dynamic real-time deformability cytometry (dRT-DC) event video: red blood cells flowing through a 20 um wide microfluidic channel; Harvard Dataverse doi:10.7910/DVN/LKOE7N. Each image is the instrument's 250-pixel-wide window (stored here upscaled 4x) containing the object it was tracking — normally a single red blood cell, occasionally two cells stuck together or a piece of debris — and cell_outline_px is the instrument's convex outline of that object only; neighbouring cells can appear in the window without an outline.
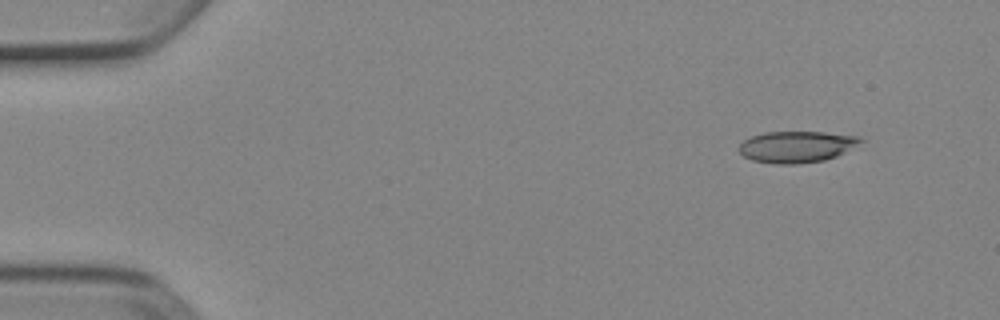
{"species": "Egyptian fruit bat (a non-hibernating species)", "species_latin": "Rousettus aegyptiacus", "temperature_condition": "cold", "stored_images_in_passage": 48, "camera_frame_rate_fps": 3000, "um_per_image_px": 0.085, "animal": {"sex": "female"}, "frame": {"image": 1, "passage_image": 1, "time_ms": 0.0, "image_size_px": [1000, 320], "cell_outline_px": [[864, 140], [836, 156], [824, 160], [796, 164], [776, 164], [752, 160], [744, 156], [740, 152], [740, 144], [744, 140], [752, 136], [764, 132], [824, 132], [860, 136]], "centroid_in_image_um": [67.7, 12.47], "position_along_channel_um": 17.3, "area_um2": 22.02}}
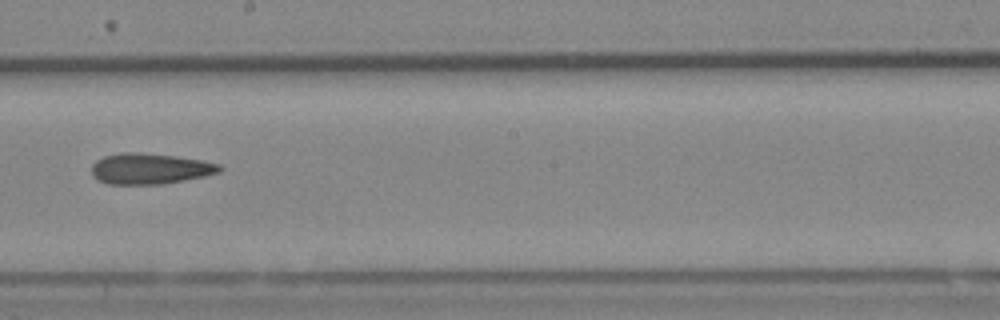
{"frame": {"image": 2, "passage_image": 26, "time_ms": 8.333, "image_size_px": [1000, 320], "cell_outline_px": [[224, 168], [220, 172], [204, 176], [164, 184], [108, 184], [96, 180], [92, 176], [92, 164], [96, 160], [104, 156], [120, 152], [136, 152], [172, 156], [200, 160], [220, 164]], "centroid_in_image_um": [12.71, 14.34], "position_along_channel_um": 235.5, "area_um2": 23.0}}
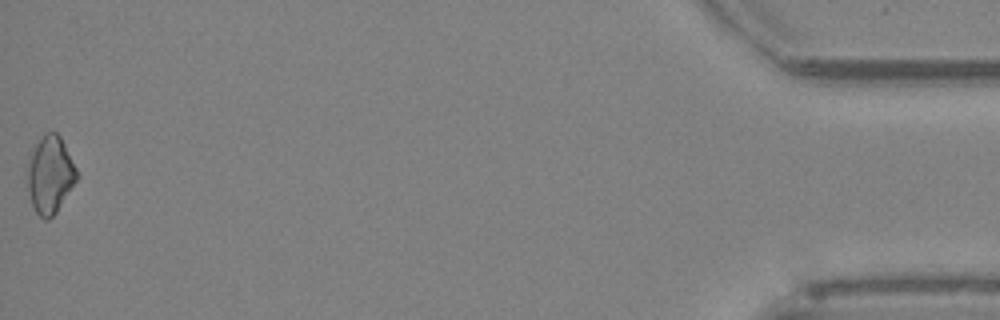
{"frame": {"image": 3, "passage_image": 48, "time_ms": 15.667, "image_size_px": [1000, 320], "cell_outline_px": [[80, 176], [56, 212], [48, 220], [44, 220], [36, 212], [32, 204], [28, 188], [28, 152], [44, 132], [56, 132], [60, 136]], "centroid_in_image_um": [4.25, 14.82], "position_along_channel_um": 431.0, "area_um2": 22.37}}